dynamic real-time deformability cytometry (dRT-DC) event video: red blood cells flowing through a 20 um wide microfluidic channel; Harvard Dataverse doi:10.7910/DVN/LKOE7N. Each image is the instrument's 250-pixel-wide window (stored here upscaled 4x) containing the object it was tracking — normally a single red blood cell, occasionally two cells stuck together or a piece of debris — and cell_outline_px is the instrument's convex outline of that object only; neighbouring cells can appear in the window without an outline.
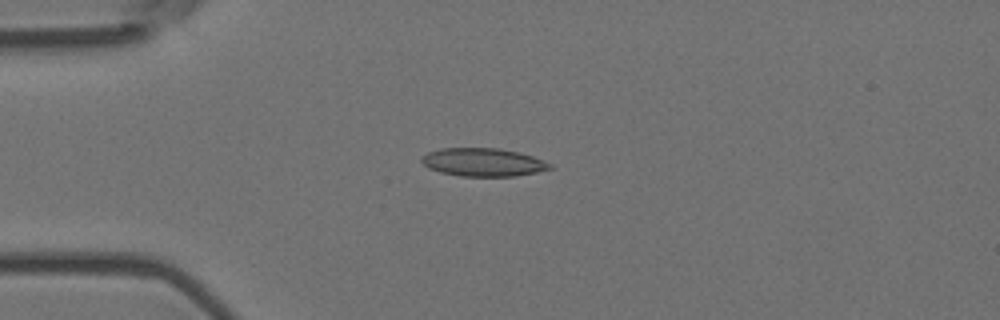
{"species": "Egyptian fruit bat (a non-hibernating species)", "species_latin": "Rousettus aegyptiacus", "temperature_condition": "room temperature", "stored_images_in_passage": 3, "camera_frame_rate_fps": 3000, "um_per_image_px": 0.085, "animal": {"sex": "female"}, "frame": {"image": 1, "passage_image": 1, "time_ms": 0.0, "image_size_px": [1000, 320], "cell_outline_px": [[552, 168], [536, 172], [516, 176], [460, 176], [440, 172], [428, 168], [420, 160], [428, 152], [440, 148], [500, 148], [532, 156], [552, 164]], "centroid_in_image_um": [41.05, 13.79], "position_along_channel_um": 44.0, "area_um2": 20.92}}